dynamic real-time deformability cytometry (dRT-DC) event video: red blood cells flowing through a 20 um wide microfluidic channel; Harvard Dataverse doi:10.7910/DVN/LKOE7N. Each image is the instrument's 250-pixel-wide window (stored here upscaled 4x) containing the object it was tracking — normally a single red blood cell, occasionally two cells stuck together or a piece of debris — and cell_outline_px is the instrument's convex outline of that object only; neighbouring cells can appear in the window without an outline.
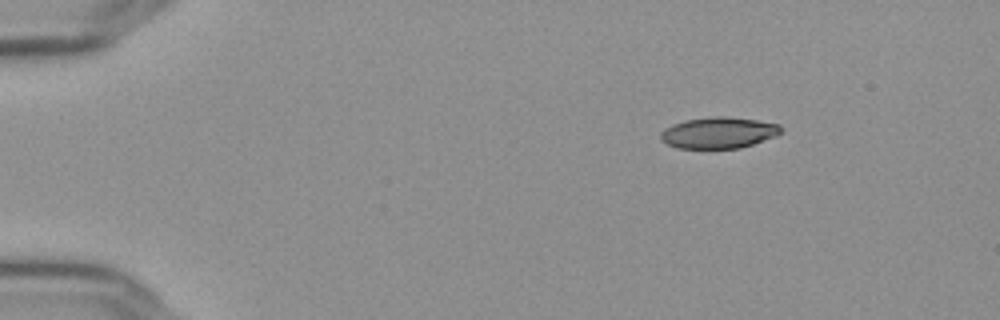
{"species": "Egyptian fruit bat (a non-hibernating species)", "species_latin": "Rousettus aegyptiacus", "temperature_condition": "cold", "stored_images_in_passage": 49, "camera_frame_rate_fps": 3000, "um_per_image_px": 0.085, "frame": {"image": 1, "passage_image": 1, "time_ms": 0.0, "image_size_px": [1000, 320], "cell_outline_px": [[784, 132], [776, 136], [740, 148], [676, 148], [660, 140], [660, 132], [664, 128], [672, 124], [684, 120], [712, 116], [728, 116], [756, 120], [780, 124], [784, 128]], "centroid_in_image_um": [61.09, 11.27], "position_along_channel_um": 23.9, "area_um2": 22.2}}
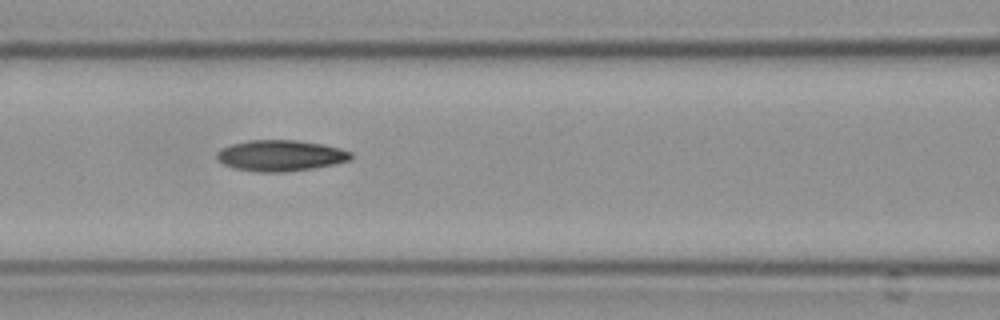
{"frame": {"image": 2, "passage_image": 18, "time_ms": 5.667, "image_size_px": [1000, 320], "cell_outline_px": [[352, 160], [312, 168], [284, 172], [256, 172], [232, 168], [224, 164], [216, 156], [216, 152], [220, 148], [232, 144], [248, 140], [296, 140], [320, 144], [340, 148], [352, 152]], "centroid_in_image_um": [23.82, 13.22], "position_along_channel_um": 142.8, "area_um2": 24.22}}
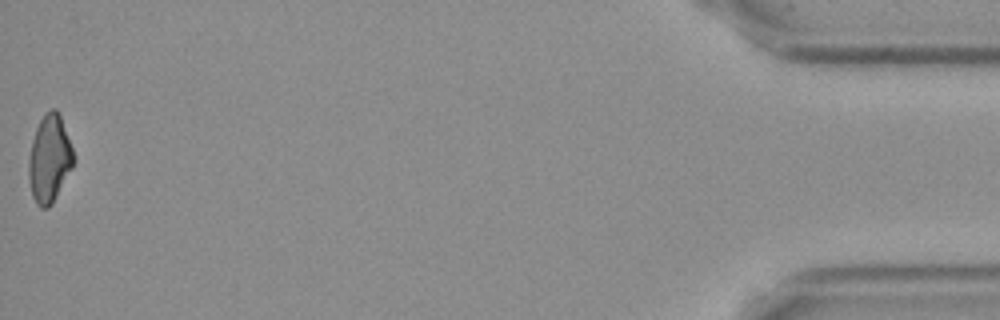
{"frame": {"image": 3, "passage_image": 49, "time_ms": 16.0, "image_size_px": [1000, 320], "cell_outline_px": [[76, 160], [72, 168], [52, 204], [48, 208], [40, 208], [36, 204], [32, 196], [28, 176], [28, 160], [32, 140], [36, 128], [44, 112], [52, 108], [56, 108], [60, 112]], "centroid_in_image_um": [4.2, 13.48], "position_along_channel_um": 431.0, "area_um2": 23.18}, "authors_computed_cell_mechanics": {"area_um2": 23.6402, "velocity_mm_per_s": 3.6532, "shape_relaxation_time_tau1_ms": 7.0566, "shape_relaxation_time_tau2_ms": 6.5659, "deformation_change_tau1": 0.1781, "deformation_change_tau2": 0.1433}}